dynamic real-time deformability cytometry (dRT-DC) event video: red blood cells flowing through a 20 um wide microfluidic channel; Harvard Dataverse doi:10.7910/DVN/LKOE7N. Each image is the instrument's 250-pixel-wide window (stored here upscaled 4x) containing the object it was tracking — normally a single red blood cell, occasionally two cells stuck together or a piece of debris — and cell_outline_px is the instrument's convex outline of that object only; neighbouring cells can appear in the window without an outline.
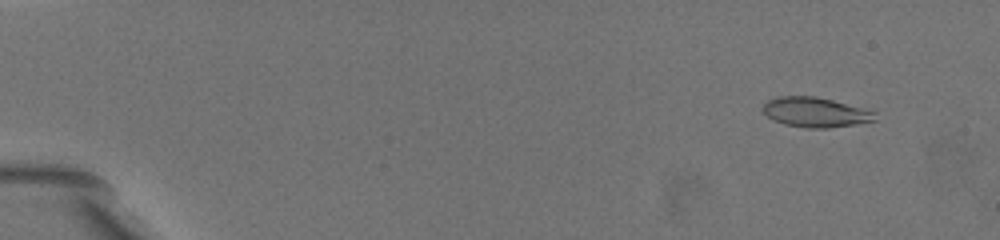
{"species": "common noctule bat (a hibernating species)", "species_latin": "Nyctalus noctula", "temperature_condition": "warm", "stored_images_in_passage": 50, "camera_frame_rate_fps": 3000, "um_per_image_px": 0.085, "animal": {"sex": "female", "body_mass_g": 19.5, "forearm_length_mm": 54.1}, "frame": {"image": 1, "passage_image": 6, "time_ms": 1.667, "image_size_px": [1000, 240], "cell_outline_px": [[876, 120], [828, 128], [804, 128], [784, 124], [772, 120], [760, 108], [768, 100], [776, 96], [816, 96], [832, 100], [876, 112]], "centroid_in_image_um": [69.25, 9.54], "position_along_channel_um": 15.8, "area_um2": 19.42}}
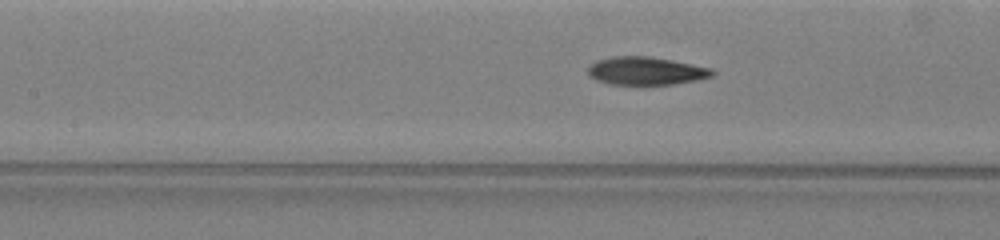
{"frame": {"image": 2, "passage_image": 26, "time_ms": 9.667, "image_size_px": [1000, 240], "cell_outline_px": [[716, 72], [712, 76], [696, 80], [676, 84], [644, 88], [640, 88], [608, 84], [596, 80], [588, 76], [588, 68], [596, 60], [612, 56], [648, 56], [672, 60], [712, 68]], "centroid_in_image_um": [54.88, 6.08], "position_along_channel_um": 152.5, "area_um2": 21.39}}
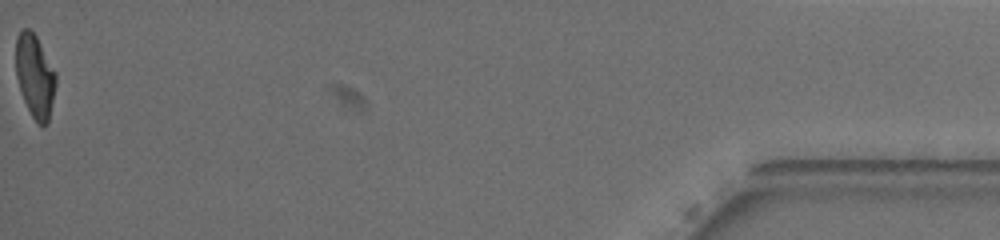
{"frame": {"image": 3, "passage_image": 50, "time_ms": 20.0, "image_size_px": [1000, 240], "cell_outline_px": [[56, 84], [48, 124], [44, 128], [32, 116], [24, 100], [16, 76], [16, 36], [20, 28], [28, 28], [36, 36], [56, 72]], "centroid_in_image_um": [2.97, 6.45], "position_along_channel_um": 432.2, "area_um2": 19.36}, "authors_computed_cell_mechanics": {"area_um2": 20.1722, "velocity_mm_per_s": 3.5827, "shape_relaxation_time_tau1_ms": 3.7538, "shape_relaxation_time_tau2_ms": 1.7692, "deformation_change_tau1": 0.1866, "deformation_change_tau2": 0.0891}}